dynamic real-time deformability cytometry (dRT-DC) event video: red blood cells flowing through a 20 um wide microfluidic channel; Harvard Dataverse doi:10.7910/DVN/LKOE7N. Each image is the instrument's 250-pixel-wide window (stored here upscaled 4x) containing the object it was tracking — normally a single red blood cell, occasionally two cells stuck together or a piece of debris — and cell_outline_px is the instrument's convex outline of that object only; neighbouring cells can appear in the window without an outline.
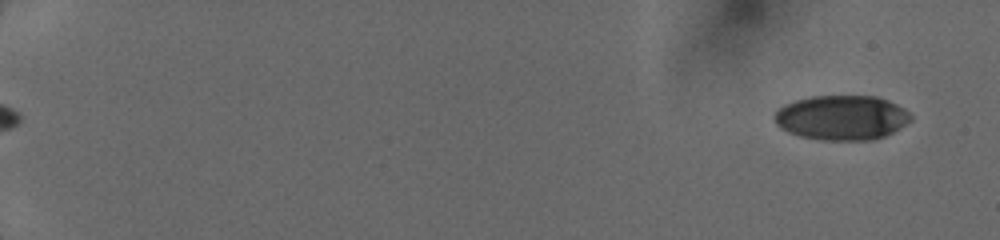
{"species": "human", "species_latin": "Homo sapiens", "temperature_condition": "cold", "stored_images_in_passage": 52, "camera_frame_rate_fps": 3000, "um_per_image_px": 0.085, "donor": {"sex": "female"}, "frame": {"image": 1, "passage_image": 3, "time_ms": 0.667, "image_size_px": [1000, 240], "cell_outline_px": [[912, 120], [900, 128], [884, 136], [872, 140], [820, 140], [800, 136], [788, 132], [780, 128], [776, 124], [772, 116], [784, 104], [796, 100], [812, 96], [876, 96], [888, 100], [904, 108], [912, 116]], "centroid_in_image_um": [71.54, 10.0], "position_along_channel_um": 13.5, "area_um2": 35.66}}
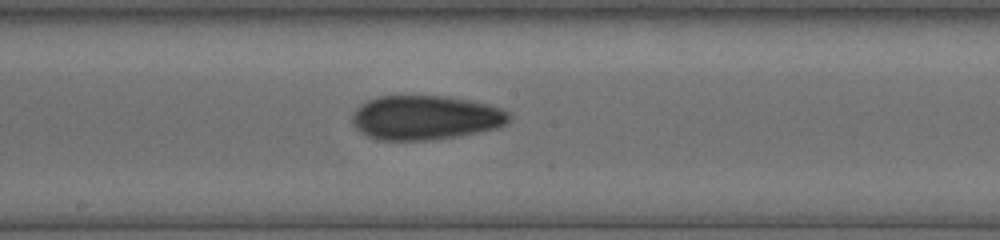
{"frame": {"image": 2, "passage_image": 32, "time_ms": 10.0, "image_size_px": [1000, 240], "cell_outline_px": [[512, 116], [504, 124], [496, 128], [460, 136], [432, 140], [380, 140], [368, 136], [360, 132], [352, 124], [352, 116], [356, 108], [360, 104], [368, 100], [380, 96], [444, 96], [472, 100], [488, 104], [500, 108], [508, 112]], "centroid_in_image_um": [36.15, 10.0], "position_along_channel_um": 212.1, "area_um2": 40.63}}
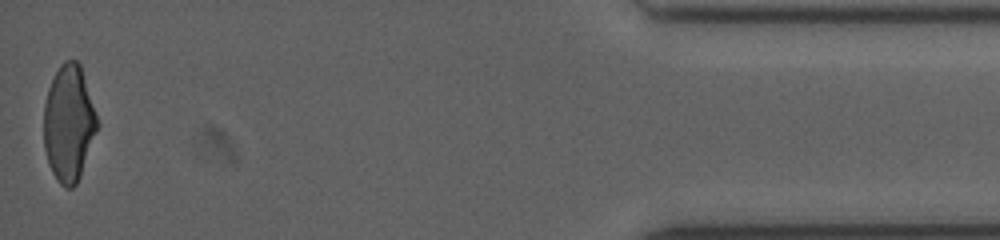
{"frame": {"image": 3, "passage_image": 52, "time_ms": 16.667, "image_size_px": [1000, 240], "cell_outline_px": [[100, 124], [80, 176], [76, 184], [72, 188], [64, 188], [56, 180], [48, 164], [44, 148], [44, 104], [48, 88], [60, 64], [64, 60], [76, 60], [80, 64]], "centroid_in_image_um": [5.85, 10.5], "position_along_channel_um": 429.3, "area_um2": 36.47}}